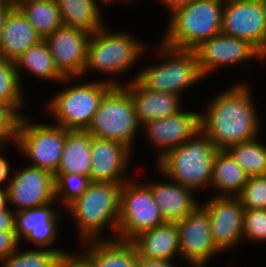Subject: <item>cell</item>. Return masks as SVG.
I'll use <instances>...</instances> for the list:
<instances>
[{
	"label": "cell",
	"instance_id": "6",
	"mask_svg": "<svg viewBox=\"0 0 266 267\" xmlns=\"http://www.w3.org/2000/svg\"><path fill=\"white\" fill-rule=\"evenodd\" d=\"M225 0H193L169 13L163 45L194 50L203 41L221 33Z\"/></svg>",
	"mask_w": 266,
	"mask_h": 267
},
{
	"label": "cell",
	"instance_id": "38",
	"mask_svg": "<svg viewBox=\"0 0 266 267\" xmlns=\"http://www.w3.org/2000/svg\"><path fill=\"white\" fill-rule=\"evenodd\" d=\"M55 267H92L88 259L79 251L62 255Z\"/></svg>",
	"mask_w": 266,
	"mask_h": 267
},
{
	"label": "cell",
	"instance_id": "42",
	"mask_svg": "<svg viewBox=\"0 0 266 267\" xmlns=\"http://www.w3.org/2000/svg\"><path fill=\"white\" fill-rule=\"evenodd\" d=\"M16 3L0 4V41L3 29L10 12L16 7Z\"/></svg>",
	"mask_w": 266,
	"mask_h": 267
},
{
	"label": "cell",
	"instance_id": "11",
	"mask_svg": "<svg viewBox=\"0 0 266 267\" xmlns=\"http://www.w3.org/2000/svg\"><path fill=\"white\" fill-rule=\"evenodd\" d=\"M194 51L199 70L206 80V77L209 78L224 67L227 69L240 66L239 71H245L246 74L249 69H253V63H250L253 60L262 67L266 64V57L250 42L222 32L203 41Z\"/></svg>",
	"mask_w": 266,
	"mask_h": 267
},
{
	"label": "cell",
	"instance_id": "4",
	"mask_svg": "<svg viewBox=\"0 0 266 267\" xmlns=\"http://www.w3.org/2000/svg\"><path fill=\"white\" fill-rule=\"evenodd\" d=\"M152 47L157 61L147 67L138 69L137 74L128 78L125 85L136 80L143 88L155 92L174 93L181 98L186 90L202 83L205 78L202 76L197 56L194 50L175 49L163 45L160 41ZM154 48V49H153Z\"/></svg>",
	"mask_w": 266,
	"mask_h": 267
},
{
	"label": "cell",
	"instance_id": "41",
	"mask_svg": "<svg viewBox=\"0 0 266 267\" xmlns=\"http://www.w3.org/2000/svg\"><path fill=\"white\" fill-rule=\"evenodd\" d=\"M0 231H14V211L10 207L0 210Z\"/></svg>",
	"mask_w": 266,
	"mask_h": 267
},
{
	"label": "cell",
	"instance_id": "25",
	"mask_svg": "<svg viewBox=\"0 0 266 267\" xmlns=\"http://www.w3.org/2000/svg\"><path fill=\"white\" fill-rule=\"evenodd\" d=\"M55 2L60 9L64 26L90 34L105 26L101 11L107 4L102 0H55Z\"/></svg>",
	"mask_w": 266,
	"mask_h": 267
},
{
	"label": "cell",
	"instance_id": "27",
	"mask_svg": "<svg viewBox=\"0 0 266 267\" xmlns=\"http://www.w3.org/2000/svg\"><path fill=\"white\" fill-rule=\"evenodd\" d=\"M14 63L21 83L23 82V72H28L30 76L32 74L37 80H45V82H53V84H59L65 78L57 69L44 40L28 48Z\"/></svg>",
	"mask_w": 266,
	"mask_h": 267
},
{
	"label": "cell",
	"instance_id": "45",
	"mask_svg": "<svg viewBox=\"0 0 266 267\" xmlns=\"http://www.w3.org/2000/svg\"><path fill=\"white\" fill-rule=\"evenodd\" d=\"M102 1H104L107 5H110L112 3H115L114 1H116V2H118L120 4L123 3V5H124V3L127 4V2L128 3L134 2L132 0H102Z\"/></svg>",
	"mask_w": 266,
	"mask_h": 267
},
{
	"label": "cell",
	"instance_id": "30",
	"mask_svg": "<svg viewBox=\"0 0 266 267\" xmlns=\"http://www.w3.org/2000/svg\"><path fill=\"white\" fill-rule=\"evenodd\" d=\"M260 139L234 144L226 149L248 177L266 175V143Z\"/></svg>",
	"mask_w": 266,
	"mask_h": 267
},
{
	"label": "cell",
	"instance_id": "13",
	"mask_svg": "<svg viewBox=\"0 0 266 267\" xmlns=\"http://www.w3.org/2000/svg\"><path fill=\"white\" fill-rule=\"evenodd\" d=\"M177 227L180 259L188 266L208 267L210 260L221 253L213 243L208 211L200 203L177 222Z\"/></svg>",
	"mask_w": 266,
	"mask_h": 267
},
{
	"label": "cell",
	"instance_id": "2",
	"mask_svg": "<svg viewBox=\"0 0 266 267\" xmlns=\"http://www.w3.org/2000/svg\"><path fill=\"white\" fill-rule=\"evenodd\" d=\"M108 27L105 25L91 34L86 65L81 78L84 79L91 72H97V75L99 73V75L109 76L103 79L101 77L102 81L112 86H124L125 83L119 78L123 74L124 77L125 73L128 74V71L141 61L140 58L147 54L149 47L131 32L125 30L114 32Z\"/></svg>",
	"mask_w": 266,
	"mask_h": 267
},
{
	"label": "cell",
	"instance_id": "29",
	"mask_svg": "<svg viewBox=\"0 0 266 267\" xmlns=\"http://www.w3.org/2000/svg\"><path fill=\"white\" fill-rule=\"evenodd\" d=\"M15 5L43 39L63 25L55 0H16Z\"/></svg>",
	"mask_w": 266,
	"mask_h": 267
},
{
	"label": "cell",
	"instance_id": "31",
	"mask_svg": "<svg viewBox=\"0 0 266 267\" xmlns=\"http://www.w3.org/2000/svg\"><path fill=\"white\" fill-rule=\"evenodd\" d=\"M23 84L15 63L0 58V103L9 105L20 117L25 115L20 110L27 105Z\"/></svg>",
	"mask_w": 266,
	"mask_h": 267
},
{
	"label": "cell",
	"instance_id": "43",
	"mask_svg": "<svg viewBox=\"0 0 266 267\" xmlns=\"http://www.w3.org/2000/svg\"><path fill=\"white\" fill-rule=\"evenodd\" d=\"M163 5L164 9H166L165 11H167V13H170L171 11H173L175 8L180 7L182 5L188 4L190 2H192L193 0H156ZM155 2V0H154Z\"/></svg>",
	"mask_w": 266,
	"mask_h": 267
},
{
	"label": "cell",
	"instance_id": "33",
	"mask_svg": "<svg viewBox=\"0 0 266 267\" xmlns=\"http://www.w3.org/2000/svg\"><path fill=\"white\" fill-rule=\"evenodd\" d=\"M92 183L90 177L75 173H55V199L63 211L78 199Z\"/></svg>",
	"mask_w": 266,
	"mask_h": 267
},
{
	"label": "cell",
	"instance_id": "17",
	"mask_svg": "<svg viewBox=\"0 0 266 267\" xmlns=\"http://www.w3.org/2000/svg\"><path fill=\"white\" fill-rule=\"evenodd\" d=\"M20 168L12 171L6 188L9 207L14 206V212L55 200L54 175L51 172L30 165Z\"/></svg>",
	"mask_w": 266,
	"mask_h": 267
},
{
	"label": "cell",
	"instance_id": "44",
	"mask_svg": "<svg viewBox=\"0 0 266 267\" xmlns=\"http://www.w3.org/2000/svg\"><path fill=\"white\" fill-rule=\"evenodd\" d=\"M8 194L6 188H0V210L8 209Z\"/></svg>",
	"mask_w": 266,
	"mask_h": 267
},
{
	"label": "cell",
	"instance_id": "26",
	"mask_svg": "<svg viewBox=\"0 0 266 267\" xmlns=\"http://www.w3.org/2000/svg\"><path fill=\"white\" fill-rule=\"evenodd\" d=\"M248 179L247 174L226 150H218L214 157L210 191L214 196L237 197Z\"/></svg>",
	"mask_w": 266,
	"mask_h": 267
},
{
	"label": "cell",
	"instance_id": "36",
	"mask_svg": "<svg viewBox=\"0 0 266 267\" xmlns=\"http://www.w3.org/2000/svg\"><path fill=\"white\" fill-rule=\"evenodd\" d=\"M19 120L20 116L9 105L0 103V148L12 143L15 147Z\"/></svg>",
	"mask_w": 266,
	"mask_h": 267
},
{
	"label": "cell",
	"instance_id": "21",
	"mask_svg": "<svg viewBox=\"0 0 266 267\" xmlns=\"http://www.w3.org/2000/svg\"><path fill=\"white\" fill-rule=\"evenodd\" d=\"M123 87L132 96L137 121L141 127L152 120L177 114L185 108L182 105L184 98L181 99L179 95L151 91L143 88L136 80Z\"/></svg>",
	"mask_w": 266,
	"mask_h": 267
},
{
	"label": "cell",
	"instance_id": "14",
	"mask_svg": "<svg viewBox=\"0 0 266 267\" xmlns=\"http://www.w3.org/2000/svg\"><path fill=\"white\" fill-rule=\"evenodd\" d=\"M194 110L186 107L177 114L152 120L141 127L142 134H145L143 137L148 141L146 143L153 145L157 151L155 163L167 152L179 147L201 131V112Z\"/></svg>",
	"mask_w": 266,
	"mask_h": 267
},
{
	"label": "cell",
	"instance_id": "28",
	"mask_svg": "<svg viewBox=\"0 0 266 267\" xmlns=\"http://www.w3.org/2000/svg\"><path fill=\"white\" fill-rule=\"evenodd\" d=\"M91 140L92 136L86 131L66 129V141L56 173H75L90 177Z\"/></svg>",
	"mask_w": 266,
	"mask_h": 267
},
{
	"label": "cell",
	"instance_id": "5",
	"mask_svg": "<svg viewBox=\"0 0 266 267\" xmlns=\"http://www.w3.org/2000/svg\"><path fill=\"white\" fill-rule=\"evenodd\" d=\"M80 79L83 80L81 77H65L60 83L67 84L63 85L66 87L55 92L45 104V114L54 119L52 124L69 131H86L102 98L113 87L100 79L78 82Z\"/></svg>",
	"mask_w": 266,
	"mask_h": 267
},
{
	"label": "cell",
	"instance_id": "46",
	"mask_svg": "<svg viewBox=\"0 0 266 267\" xmlns=\"http://www.w3.org/2000/svg\"><path fill=\"white\" fill-rule=\"evenodd\" d=\"M260 2H261V6H262V11H263L265 23H266V0H260Z\"/></svg>",
	"mask_w": 266,
	"mask_h": 267
},
{
	"label": "cell",
	"instance_id": "15",
	"mask_svg": "<svg viewBox=\"0 0 266 267\" xmlns=\"http://www.w3.org/2000/svg\"><path fill=\"white\" fill-rule=\"evenodd\" d=\"M211 196L200 204L208 211L213 243L222 255L243 241L245 209L238 197Z\"/></svg>",
	"mask_w": 266,
	"mask_h": 267
},
{
	"label": "cell",
	"instance_id": "19",
	"mask_svg": "<svg viewBox=\"0 0 266 267\" xmlns=\"http://www.w3.org/2000/svg\"><path fill=\"white\" fill-rule=\"evenodd\" d=\"M90 36L86 31L62 25L43 39L64 77L83 76Z\"/></svg>",
	"mask_w": 266,
	"mask_h": 267
},
{
	"label": "cell",
	"instance_id": "12",
	"mask_svg": "<svg viewBox=\"0 0 266 267\" xmlns=\"http://www.w3.org/2000/svg\"><path fill=\"white\" fill-rule=\"evenodd\" d=\"M57 203L59 204L55 199L43 206L14 212V231L19 243L23 241L24 244L27 241L30 246L38 249L69 251L61 247H53L59 239L58 231H61L58 229L62 219L60 217L62 208L59 210Z\"/></svg>",
	"mask_w": 266,
	"mask_h": 267
},
{
	"label": "cell",
	"instance_id": "23",
	"mask_svg": "<svg viewBox=\"0 0 266 267\" xmlns=\"http://www.w3.org/2000/svg\"><path fill=\"white\" fill-rule=\"evenodd\" d=\"M79 248L92 267H137V250L131 241L91 240L81 243Z\"/></svg>",
	"mask_w": 266,
	"mask_h": 267
},
{
	"label": "cell",
	"instance_id": "20",
	"mask_svg": "<svg viewBox=\"0 0 266 267\" xmlns=\"http://www.w3.org/2000/svg\"><path fill=\"white\" fill-rule=\"evenodd\" d=\"M157 172L163 177V181L153 179L145 183L150 187L163 219L166 222L183 220L199 205L201 200L197 199V193L190 188L172 181L159 170Z\"/></svg>",
	"mask_w": 266,
	"mask_h": 267
},
{
	"label": "cell",
	"instance_id": "7",
	"mask_svg": "<svg viewBox=\"0 0 266 267\" xmlns=\"http://www.w3.org/2000/svg\"><path fill=\"white\" fill-rule=\"evenodd\" d=\"M218 150L201 130L193 138L167 152L155 163V168L199 195V191L210 188L213 161Z\"/></svg>",
	"mask_w": 266,
	"mask_h": 267
},
{
	"label": "cell",
	"instance_id": "32",
	"mask_svg": "<svg viewBox=\"0 0 266 267\" xmlns=\"http://www.w3.org/2000/svg\"><path fill=\"white\" fill-rule=\"evenodd\" d=\"M70 252L38 248L22 251L19 246L14 253L0 261V267H55L58 259Z\"/></svg>",
	"mask_w": 266,
	"mask_h": 267
},
{
	"label": "cell",
	"instance_id": "39",
	"mask_svg": "<svg viewBox=\"0 0 266 267\" xmlns=\"http://www.w3.org/2000/svg\"><path fill=\"white\" fill-rule=\"evenodd\" d=\"M5 148H0V188H7L8 183L11 179L10 173H12V164H10L9 159L2 154L5 153ZM7 182V183H6ZM6 183V184H5ZM5 184V185H4Z\"/></svg>",
	"mask_w": 266,
	"mask_h": 267
},
{
	"label": "cell",
	"instance_id": "40",
	"mask_svg": "<svg viewBox=\"0 0 266 267\" xmlns=\"http://www.w3.org/2000/svg\"><path fill=\"white\" fill-rule=\"evenodd\" d=\"M175 261L176 260L165 261L161 259H149L145 257H140L137 254L136 264L137 267H178Z\"/></svg>",
	"mask_w": 266,
	"mask_h": 267
},
{
	"label": "cell",
	"instance_id": "9",
	"mask_svg": "<svg viewBox=\"0 0 266 267\" xmlns=\"http://www.w3.org/2000/svg\"><path fill=\"white\" fill-rule=\"evenodd\" d=\"M33 117H20L16 133V149L19 155L29 160V165L47 170L53 175L59 168L64 144L66 129L54 124L38 123Z\"/></svg>",
	"mask_w": 266,
	"mask_h": 267
},
{
	"label": "cell",
	"instance_id": "18",
	"mask_svg": "<svg viewBox=\"0 0 266 267\" xmlns=\"http://www.w3.org/2000/svg\"><path fill=\"white\" fill-rule=\"evenodd\" d=\"M133 154L134 151L121 142L92 136L91 181L122 185L132 178L128 170L135 160Z\"/></svg>",
	"mask_w": 266,
	"mask_h": 267
},
{
	"label": "cell",
	"instance_id": "22",
	"mask_svg": "<svg viewBox=\"0 0 266 267\" xmlns=\"http://www.w3.org/2000/svg\"><path fill=\"white\" fill-rule=\"evenodd\" d=\"M131 242L140 257L165 261L180 258L177 222H166L143 231L134 237Z\"/></svg>",
	"mask_w": 266,
	"mask_h": 267
},
{
	"label": "cell",
	"instance_id": "10",
	"mask_svg": "<svg viewBox=\"0 0 266 267\" xmlns=\"http://www.w3.org/2000/svg\"><path fill=\"white\" fill-rule=\"evenodd\" d=\"M132 178L120 189L119 222L116 238L131 241L139 233L166 223L150 187Z\"/></svg>",
	"mask_w": 266,
	"mask_h": 267
},
{
	"label": "cell",
	"instance_id": "8",
	"mask_svg": "<svg viewBox=\"0 0 266 267\" xmlns=\"http://www.w3.org/2000/svg\"><path fill=\"white\" fill-rule=\"evenodd\" d=\"M140 131L132 96L123 86H113L104 95L86 130L91 136L121 142L132 151Z\"/></svg>",
	"mask_w": 266,
	"mask_h": 267
},
{
	"label": "cell",
	"instance_id": "47",
	"mask_svg": "<svg viewBox=\"0 0 266 267\" xmlns=\"http://www.w3.org/2000/svg\"><path fill=\"white\" fill-rule=\"evenodd\" d=\"M16 3V0H0V4Z\"/></svg>",
	"mask_w": 266,
	"mask_h": 267
},
{
	"label": "cell",
	"instance_id": "16",
	"mask_svg": "<svg viewBox=\"0 0 266 267\" xmlns=\"http://www.w3.org/2000/svg\"><path fill=\"white\" fill-rule=\"evenodd\" d=\"M221 32L250 42L266 57V23L260 0H225Z\"/></svg>",
	"mask_w": 266,
	"mask_h": 267
},
{
	"label": "cell",
	"instance_id": "24",
	"mask_svg": "<svg viewBox=\"0 0 266 267\" xmlns=\"http://www.w3.org/2000/svg\"><path fill=\"white\" fill-rule=\"evenodd\" d=\"M43 38L36 32L22 12L15 7L7 17L0 41V58L15 61L28 48Z\"/></svg>",
	"mask_w": 266,
	"mask_h": 267
},
{
	"label": "cell",
	"instance_id": "37",
	"mask_svg": "<svg viewBox=\"0 0 266 267\" xmlns=\"http://www.w3.org/2000/svg\"><path fill=\"white\" fill-rule=\"evenodd\" d=\"M19 246L15 231H0V261L14 253Z\"/></svg>",
	"mask_w": 266,
	"mask_h": 267
},
{
	"label": "cell",
	"instance_id": "1",
	"mask_svg": "<svg viewBox=\"0 0 266 267\" xmlns=\"http://www.w3.org/2000/svg\"><path fill=\"white\" fill-rule=\"evenodd\" d=\"M241 82L215 94L201 110V130L219 150L261 137L259 102L253 98L252 86Z\"/></svg>",
	"mask_w": 266,
	"mask_h": 267
},
{
	"label": "cell",
	"instance_id": "34",
	"mask_svg": "<svg viewBox=\"0 0 266 267\" xmlns=\"http://www.w3.org/2000/svg\"><path fill=\"white\" fill-rule=\"evenodd\" d=\"M243 241L266 244V209H245Z\"/></svg>",
	"mask_w": 266,
	"mask_h": 267
},
{
	"label": "cell",
	"instance_id": "3",
	"mask_svg": "<svg viewBox=\"0 0 266 267\" xmlns=\"http://www.w3.org/2000/svg\"><path fill=\"white\" fill-rule=\"evenodd\" d=\"M121 186L92 182L88 189L66 208L65 211L76 225L80 244L91 240L116 238ZM107 227L111 230V235L107 234Z\"/></svg>",
	"mask_w": 266,
	"mask_h": 267
},
{
	"label": "cell",
	"instance_id": "35",
	"mask_svg": "<svg viewBox=\"0 0 266 267\" xmlns=\"http://www.w3.org/2000/svg\"><path fill=\"white\" fill-rule=\"evenodd\" d=\"M237 197L244 209H266V175L248 177Z\"/></svg>",
	"mask_w": 266,
	"mask_h": 267
}]
</instances>
